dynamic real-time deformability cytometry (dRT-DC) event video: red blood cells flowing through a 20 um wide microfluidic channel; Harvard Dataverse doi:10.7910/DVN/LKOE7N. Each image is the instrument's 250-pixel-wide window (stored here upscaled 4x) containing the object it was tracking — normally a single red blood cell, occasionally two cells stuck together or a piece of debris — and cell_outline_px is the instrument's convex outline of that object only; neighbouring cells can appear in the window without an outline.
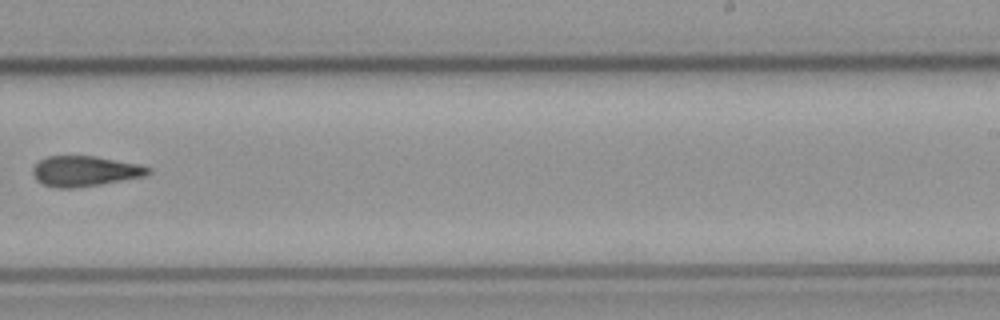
{"species": "common noctule bat (a hibernating species)", "species_latin": "Nyctalus noctula", "temperature_condition": "cold", "stored_images_in_passage": 8, "camera_frame_rate_fps": 3000, "um_per_image_px": 0.085, "animal": {"sex": "male", "body_mass_g": 23.1, "forearm_length_mm": 52.7}, "frame": {"image": 1, "passage_image": 7, "time_ms": 8.0, "image_size_px": [1000, 320], "cell_outline_px": [[152, 172], [144, 176], [100, 184], [76, 188], [56, 188], [44, 184], [36, 180], [32, 172], [32, 168], [40, 160], [48, 156], [96, 156], [140, 164], [152, 168]], "centroid_in_image_um": [7.23, 14.54], "position_along_channel_um": 281.8, "area_um2": 20.46}}
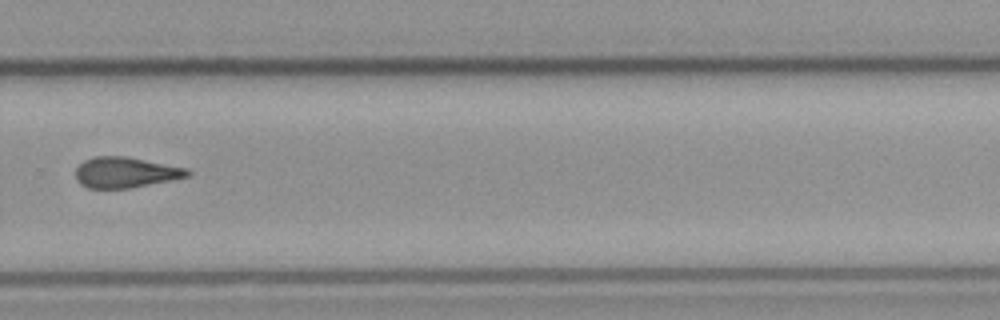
{"frame": {"image": 2, "passage_image": 8, "time_ms": 9.0, "image_size_px": [1000, 320], "cell_outline_px": [[192, 172], [188, 176], [172, 180], [132, 188], [88, 188], [80, 184], [76, 180], [76, 168], [84, 160], [96, 156], [128, 156], [188, 168]], "centroid_in_image_um": [10.69, 14.65], "position_along_channel_um": 319.1, "area_um2": 20.17}}